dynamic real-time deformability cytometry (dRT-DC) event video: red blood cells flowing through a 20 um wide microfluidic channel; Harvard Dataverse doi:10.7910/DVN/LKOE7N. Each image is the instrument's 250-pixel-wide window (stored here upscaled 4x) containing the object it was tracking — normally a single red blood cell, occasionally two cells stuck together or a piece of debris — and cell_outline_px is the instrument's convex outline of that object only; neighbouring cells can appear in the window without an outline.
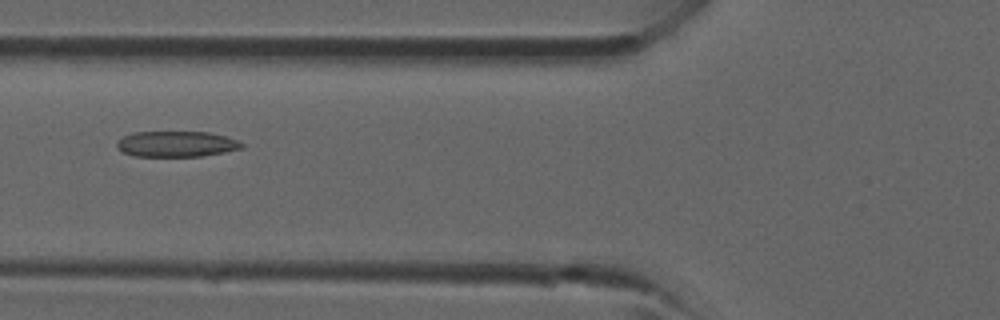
{"species": "common noctule bat (a hibernating species)", "species_latin": "Nyctalus noctula", "temperature_condition": "room temperature", "stored_images_in_passage": 41, "camera_frame_rate_fps": 3000, "um_per_image_px": 0.085, "animal": {"sex": "male", "forearm_length_mm": 52.5}, "frame": {"image": 1, "passage_image": 16, "time_ms": 5.0, "image_size_px": [1000, 320], "cell_outline_px": [[244, 148], [224, 152], [200, 156], [136, 156], [124, 152], [116, 148], [116, 140], [132, 132], [208, 132], [224, 136], [236, 140], [244, 144]], "centroid_in_image_um": [14.97, 12.24], "position_along_channel_um": 110.8, "area_um2": 18.67}}
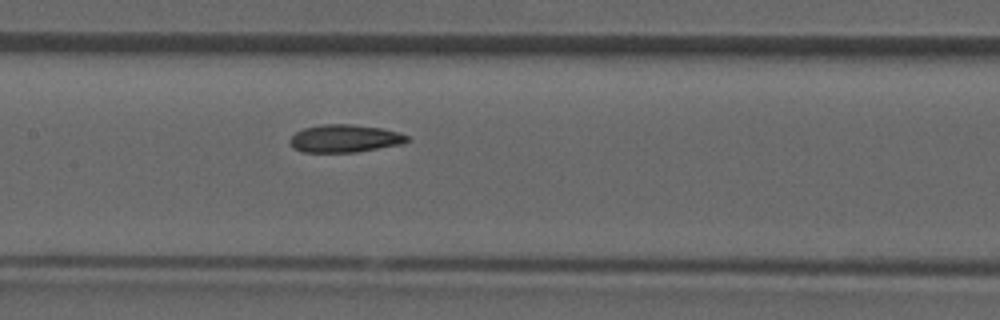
{"frame": {"image": 2, "passage_image": 20, "time_ms": 6.333, "image_size_px": [1000, 320], "cell_outline_px": [[412, 140], [404, 144], [356, 152], [300, 152], [288, 140], [296, 132], [304, 128], [320, 124], [352, 124], [380, 128], [400, 132], [408, 136]], "centroid_in_image_um": [29.36, 11.77], "position_along_channel_um": 178.0, "area_um2": 19.07}}
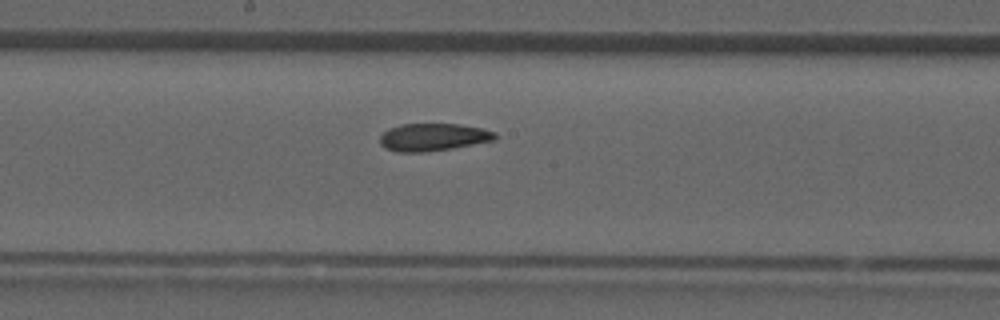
{"frame": {"image": 3, "passage_image": 22, "time_ms": 7.0, "image_size_px": [1000, 320], "cell_outline_px": [[496, 140], [452, 148], [424, 152], [396, 152], [384, 148], [380, 144], [380, 136], [388, 128], [400, 124], [460, 124], [484, 128], [496, 132]], "centroid_in_image_um": [36.81, 11.65], "position_along_channel_um": 211.4, "area_um2": 18.67}}